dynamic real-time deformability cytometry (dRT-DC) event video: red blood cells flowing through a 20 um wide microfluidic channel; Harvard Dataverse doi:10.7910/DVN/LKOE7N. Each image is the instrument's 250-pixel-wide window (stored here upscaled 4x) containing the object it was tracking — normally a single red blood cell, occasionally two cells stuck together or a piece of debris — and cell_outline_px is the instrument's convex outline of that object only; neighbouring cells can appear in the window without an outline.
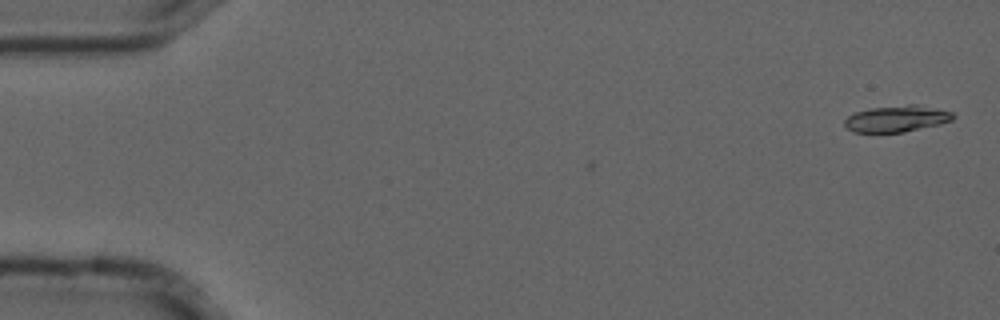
{"species": "common noctule bat (a hibernating species)", "species_latin": "Nyctalus noctula", "temperature_condition": "cold", "stored_images_in_passage": 2, "camera_frame_rate_fps": 3000, "um_per_image_px": 0.085, "animal": {"sex": "male", "forearm_length_mm": 52.5}, "frame": {"image": 1, "passage_image": 2, "time_ms": 0.333, "image_size_px": [1000, 320], "cell_outline_px": [[956, 116], [952, 120], [940, 124], [904, 132], [852, 132], [844, 124], [844, 120], [848, 116], [856, 112], [872, 108], [908, 104], [916, 104], [952, 112]], "centroid_in_image_um": [76.23, 10.09], "position_along_channel_um": 8.8, "area_um2": 16.59}}